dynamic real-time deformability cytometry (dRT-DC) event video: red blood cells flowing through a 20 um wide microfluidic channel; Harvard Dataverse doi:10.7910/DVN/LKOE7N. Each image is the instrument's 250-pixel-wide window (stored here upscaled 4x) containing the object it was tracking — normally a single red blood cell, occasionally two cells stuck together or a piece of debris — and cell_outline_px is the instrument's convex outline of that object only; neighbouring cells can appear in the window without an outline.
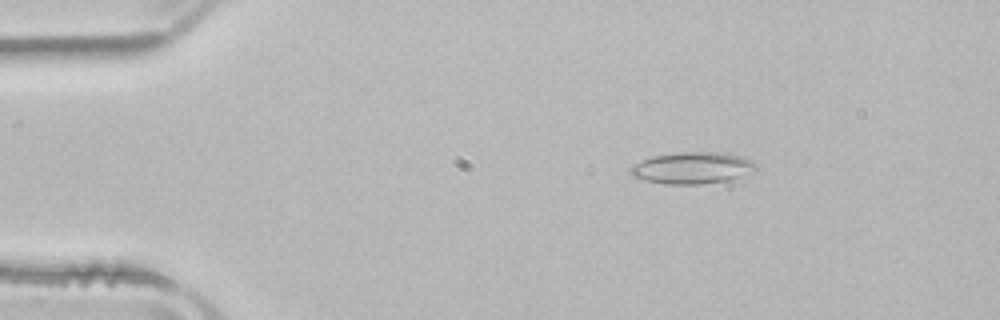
{"species": "common noctule bat (a hibernating species)", "species_latin": "Nyctalus noctula", "temperature_condition": "room temperature", "stored_images_in_passage": 4, "camera_frame_rate_fps": 3000, "um_per_image_px": 0.085, "animal": {"sex": "male", "body_mass_g": 21.5, "forearm_length_mm": 52.0}, "frame": {"image": 1, "passage_image": 1, "time_ms": 0.0, "image_size_px": [1000, 320], "cell_outline_px": [[756, 168], [740, 176], [724, 180], [700, 184], [664, 184], [644, 180], [632, 176], [628, 172], [628, 168], [632, 164], [640, 160], [652, 156], [680, 152], [724, 152], [740, 156], [752, 160]], "centroid_in_image_um": [58.74, 14.26], "position_along_channel_um": 26.3, "area_um2": 23.06}}
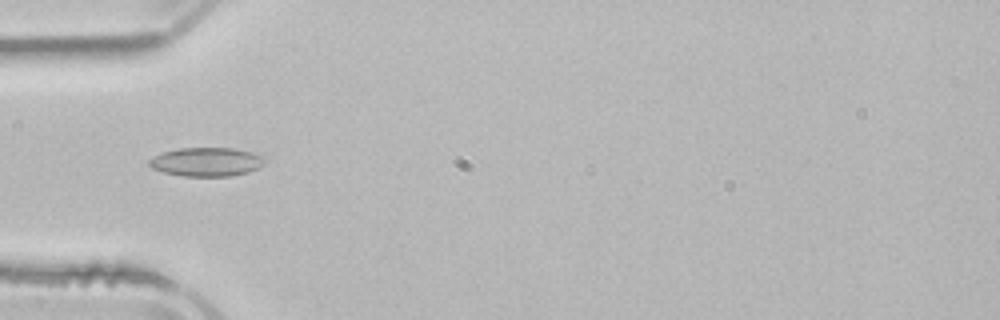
{"frame": {"image": 2, "passage_image": 3, "time_ms": 2.667, "image_size_px": [1000, 320], "cell_outline_px": [[264, 164], [248, 172], [232, 176], [184, 176], [164, 172], [152, 168], [148, 164], [148, 160], [160, 152], [176, 148], [232, 148], [252, 152], [264, 156]], "centroid_in_image_um": [17.52, 13.75], "position_along_channel_um": 67.5, "area_um2": 19.48}}
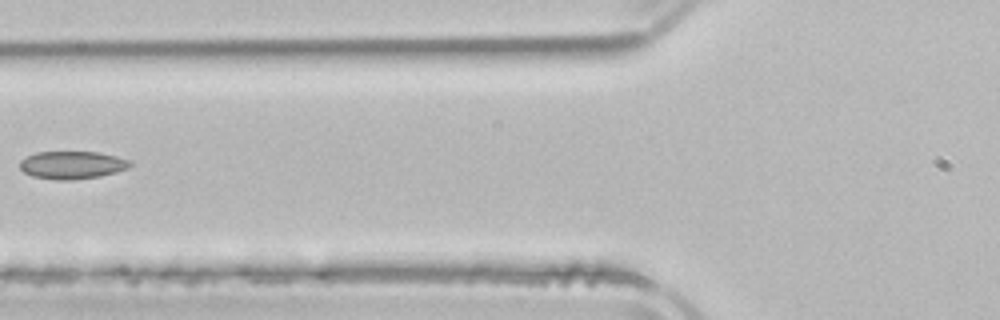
{"frame": {"image": 3, "passage_image": 4, "time_ms": 4.0, "image_size_px": [1000, 320], "cell_outline_px": [[132, 164], [128, 168], [116, 172], [100, 176], [72, 180], [56, 180], [32, 176], [24, 172], [20, 168], [20, 160], [36, 152], [96, 152], [116, 156], [132, 160]], "centroid_in_image_um": [6.15, 14.03], "position_along_channel_um": 119.7, "area_um2": 17.86}}